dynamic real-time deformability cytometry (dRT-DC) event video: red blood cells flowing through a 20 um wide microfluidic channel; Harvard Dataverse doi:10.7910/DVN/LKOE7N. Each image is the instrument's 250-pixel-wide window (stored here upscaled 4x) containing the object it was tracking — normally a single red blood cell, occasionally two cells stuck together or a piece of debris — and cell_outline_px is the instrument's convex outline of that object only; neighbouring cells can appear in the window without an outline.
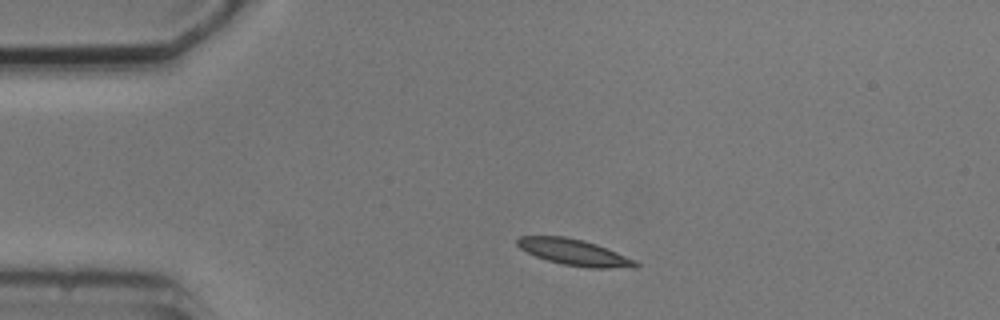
{"species": "common noctule bat (a hibernating species)", "species_latin": "Nyctalus noctula", "temperature_condition": "cold", "stored_images_in_passage": 2, "camera_frame_rate_fps": 3000, "um_per_image_px": 0.085, "animal": {"sex": "male", "body_mass_g": 20.5, "forearm_length_mm": 52.5}, "frame": {"image": 1, "passage_image": 1, "time_ms": 0.0, "image_size_px": [1000, 320], "cell_outline_px": [[640, 264], [636, 268], [588, 268], [564, 264], [548, 260], [536, 256], [520, 248], [516, 244], [516, 240], [520, 236], [564, 236], [584, 240], [596, 244], [636, 260]], "centroid_in_image_um": [48.84, 21.45], "position_along_channel_um": 36.2, "area_um2": 17.98}}